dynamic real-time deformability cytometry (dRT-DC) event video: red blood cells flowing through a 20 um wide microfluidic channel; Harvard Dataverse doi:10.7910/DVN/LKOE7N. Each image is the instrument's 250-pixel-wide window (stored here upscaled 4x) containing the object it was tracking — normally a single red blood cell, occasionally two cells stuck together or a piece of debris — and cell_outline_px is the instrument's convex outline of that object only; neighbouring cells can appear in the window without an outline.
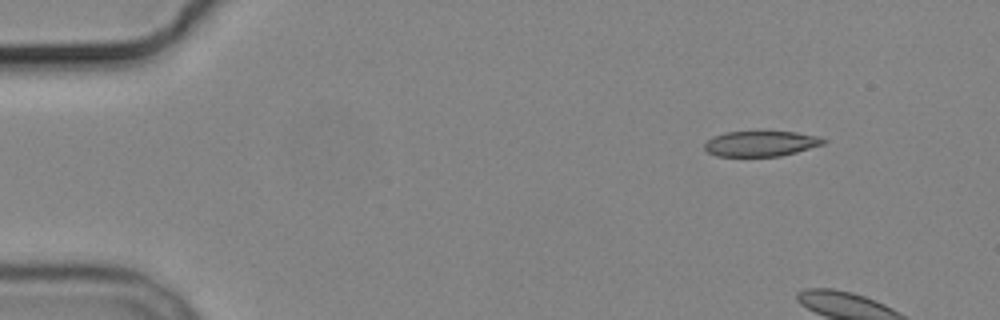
{"species": "common noctule bat (a hibernating species)", "species_latin": "Nyctalus noctula", "temperature_condition": "cold", "stored_images_in_passage": 6, "camera_frame_rate_fps": 3000, "um_per_image_px": 0.085, "animal": {"sex": "male", "body_mass_g": 19.2, "forearm_length_mm": 51.8}, "frame": {"image": 1, "passage_image": 2, "time_ms": 1.333, "image_size_px": [1000, 320], "cell_outline_px": [[828, 140], [824, 144], [796, 152], [780, 156], [716, 156], [708, 152], [704, 148], [704, 144], [712, 136], [728, 132], [796, 132], [820, 136]], "centroid_in_image_um": [64.69, 12.21], "position_along_channel_um": 20.3, "area_um2": 17.57}}
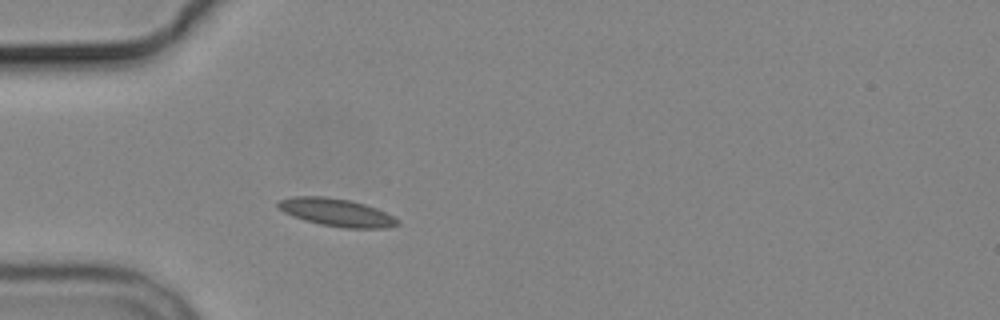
{"frame": {"image": 2, "passage_image": 6, "time_ms": 6.0, "image_size_px": [1000, 320], "cell_outline_px": [[400, 224], [384, 228], [344, 228], [320, 224], [304, 220], [292, 216], [276, 208], [276, 204], [280, 200], [296, 196], [324, 196], [348, 200], [364, 204], [376, 208], [400, 220]], "centroid_in_image_um": [28.58, 18.06], "position_along_channel_um": 56.4, "area_um2": 19.25}}